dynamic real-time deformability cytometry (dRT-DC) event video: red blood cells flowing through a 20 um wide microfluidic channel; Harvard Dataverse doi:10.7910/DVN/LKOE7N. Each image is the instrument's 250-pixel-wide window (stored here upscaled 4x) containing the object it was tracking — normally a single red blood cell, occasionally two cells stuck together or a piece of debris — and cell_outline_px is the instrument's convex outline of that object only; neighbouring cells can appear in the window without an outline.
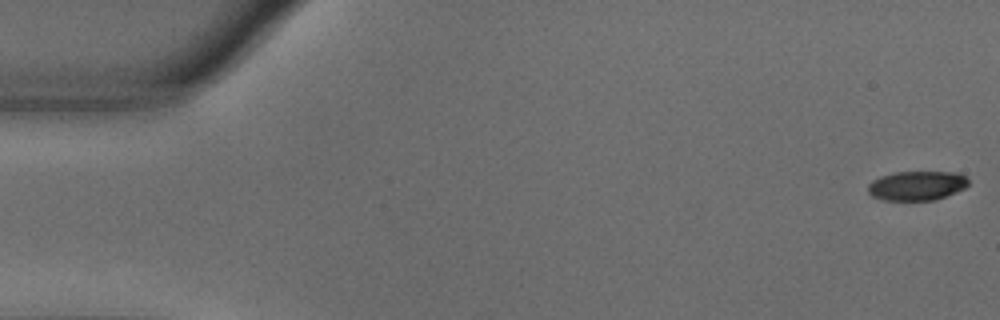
{"species": "common noctule bat (a hibernating species)", "species_latin": "Nyctalus noctula", "temperature_condition": "warm", "stored_images_in_passage": 50, "camera_frame_rate_fps": 3000, "um_per_image_px": 0.085, "animal": {"sex": "male", "body_mass_g": 18.8}, "frame": {"image": 1, "passage_image": 1, "time_ms": 0.0, "image_size_px": [1000, 320], "cell_outline_px": [[968, 184], [964, 188], [936, 200], [884, 200], [872, 196], [868, 192], [868, 184], [872, 180], [880, 176], [896, 172], [960, 172], [968, 180]], "centroid_in_image_um": [77.92, 15.77], "position_along_channel_um": 7.1, "area_um2": 17.17}}
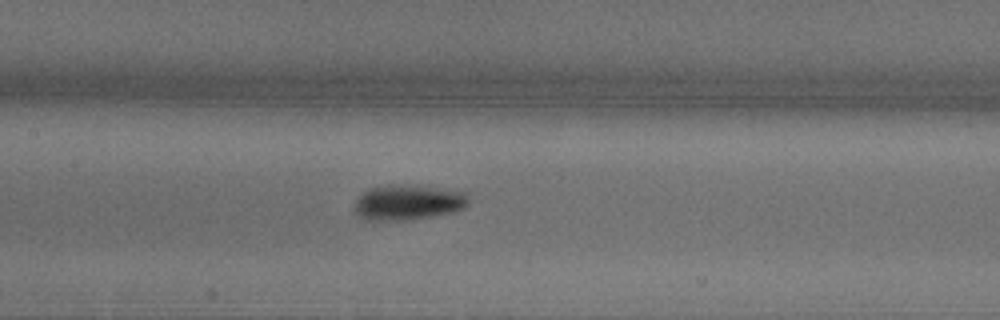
{"frame": {"image": 2, "passage_image": 26, "time_ms": 8.333, "image_size_px": [1000, 320], "cell_outline_px": [[468, 204], [464, 208], [452, 212], [432, 216], [404, 220], [364, 220], [356, 212], [356, 200], [368, 188], [388, 184], [416, 184], [468, 192]], "centroid_in_image_um": [34.72, 17.17], "position_along_channel_um": 172.7, "area_um2": 23.7}}
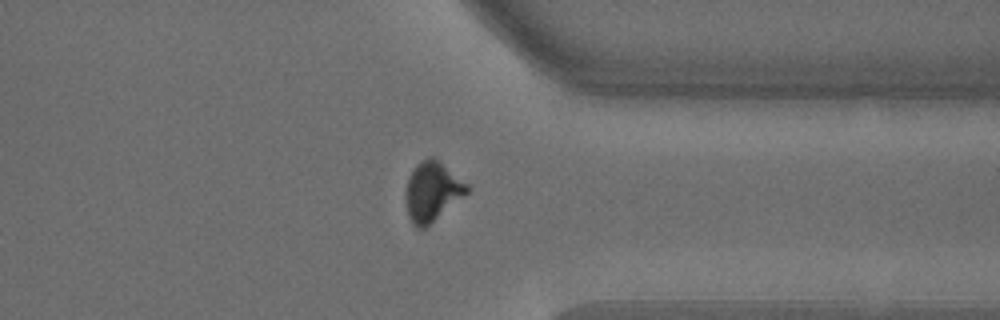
{"frame": {"image": 3, "passage_image": 43, "time_ms": 14.0, "image_size_px": [1000, 320], "cell_outline_px": [[468, 192], [424, 228], [416, 228], [412, 224], [408, 216], [404, 200], [404, 192], [408, 176], [416, 164], [420, 160], [428, 156], [432, 156], [468, 184]], "centroid_in_image_um": [36.67, 16.26], "position_along_channel_um": 374.7, "area_um2": 21.15}, "authors_computed_cell_mechanics": {"area_um2": 20.8658, "velocity_mm_per_s": 3.6466, "shape_relaxation_time_tau1_ms": 3.5603, "shape_relaxation_time_tau2_ms": 2.9871, "deformation_change_tau1": 0.1738, "deformation_change_tau2": 0.0789}}